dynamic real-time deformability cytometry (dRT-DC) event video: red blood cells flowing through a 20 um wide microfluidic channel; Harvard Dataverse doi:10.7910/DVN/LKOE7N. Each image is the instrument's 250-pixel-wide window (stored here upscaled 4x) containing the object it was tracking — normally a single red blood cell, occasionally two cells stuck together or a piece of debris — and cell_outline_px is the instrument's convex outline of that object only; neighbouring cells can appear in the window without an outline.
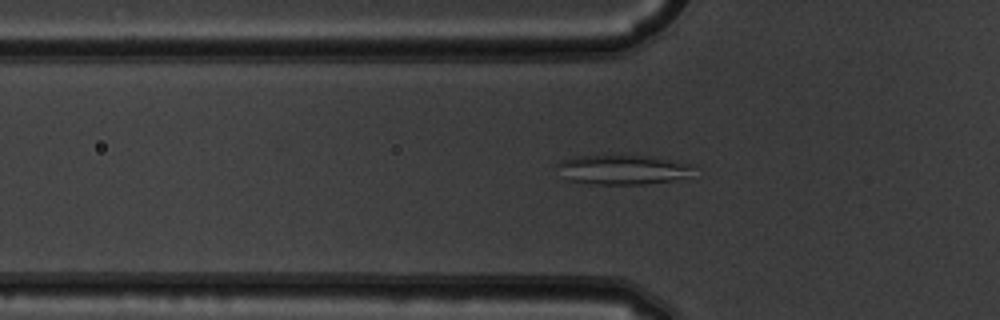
{"species": "common noctule bat (a hibernating species)", "species_latin": "Nyctalus noctula", "temperature_condition": "warm", "stored_images_in_passage": 49, "segment_of_instrument_passage": [1, 2], "camera_frame_rate_fps": 3000, "um_per_image_px": 0.085, "animal": {"sex": "male", "body_mass_g": 19.5, "forearm_length_mm": 54.6}, "frame": {"image": 1, "passage_image": 13, "time_ms": 4.0, "image_size_px": [1000, 320], "cell_outline_px": [[692, 168], [680, 176], [672, 180], [648, 184], [592, 184], [568, 180], [556, 164], [564, 160], [576, 156], [648, 156], [692, 164]], "centroid_in_image_um": [52.85, 14.42], "position_along_channel_um": 72.9, "area_um2": 22.6}}
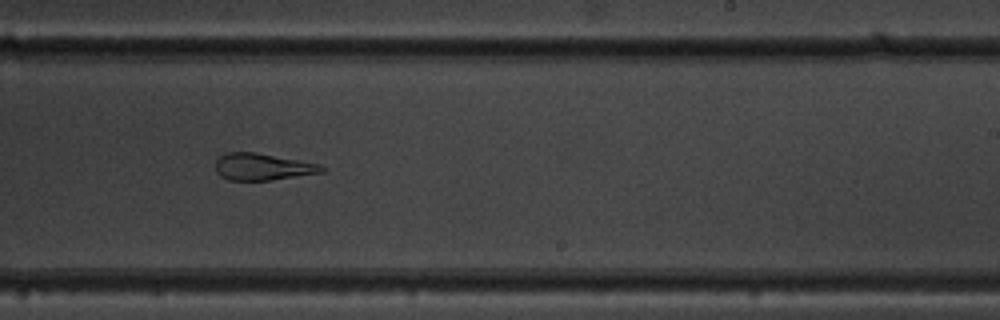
{"frame": {"image": 2, "passage_image": 28, "time_ms": 9.0, "image_size_px": [1000, 320], "cell_outline_px": [[324, 172], [268, 180], [228, 180], [220, 176], [216, 172], [216, 160], [220, 156], [228, 152], [256, 152], [320, 164], [324, 168]], "centroid_in_image_um": [22.29, 14.17], "position_along_channel_um": 266.7, "area_um2": 16.47}}
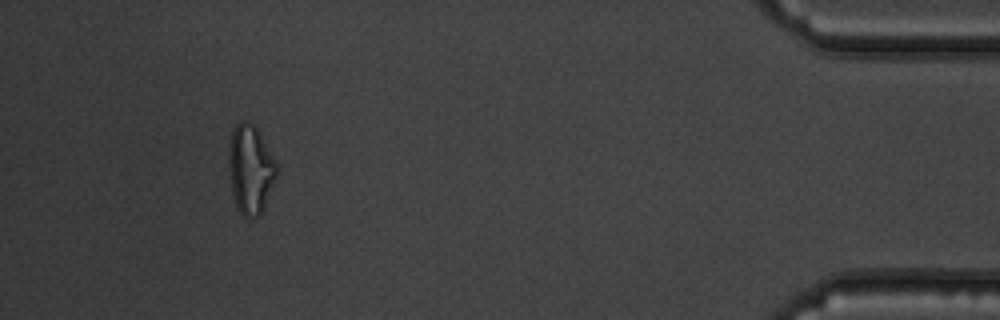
{"frame": {"image": 3, "passage_image": 44, "time_ms": 14.333, "image_size_px": [1000, 320], "cell_outline_px": [[276, 180], [264, 208], [260, 216], [248, 220], [240, 212], [236, 204], [232, 192], [228, 168], [228, 144], [232, 128], [240, 120], [248, 120], [256, 128], [276, 160]], "centroid_in_image_um": [21.27, 14.39], "position_along_channel_um": 413.9, "area_um2": 25.26}}